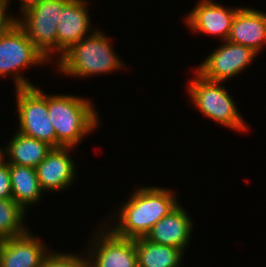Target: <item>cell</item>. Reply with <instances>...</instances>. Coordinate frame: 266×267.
<instances>
[{"label": "cell", "instance_id": "1", "mask_svg": "<svg viewBox=\"0 0 266 267\" xmlns=\"http://www.w3.org/2000/svg\"><path fill=\"white\" fill-rule=\"evenodd\" d=\"M176 195L167 187L137 188L104 223L118 236L129 239L145 237L161 218L180 203Z\"/></svg>", "mask_w": 266, "mask_h": 267}, {"label": "cell", "instance_id": "2", "mask_svg": "<svg viewBox=\"0 0 266 267\" xmlns=\"http://www.w3.org/2000/svg\"><path fill=\"white\" fill-rule=\"evenodd\" d=\"M91 99L69 94H47L50 122L56 133V148L78 147L97 126L98 111Z\"/></svg>", "mask_w": 266, "mask_h": 267}, {"label": "cell", "instance_id": "3", "mask_svg": "<svg viewBox=\"0 0 266 267\" xmlns=\"http://www.w3.org/2000/svg\"><path fill=\"white\" fill-rule=\"evenodd\" d=\"M111 44L105 33L95 29L58 58L57 71L68 77L87 78L126 68Z\"/></svg>", "mask_w": 266, "mask_h": 267}, {"label": "cell", "instance_id": "4", "mask_svg": "<svg viewBox=\"0 0 266 267\" xmlns=\"http://www.w3.org/2000/svg\"><path fill=\"white\" fill-rule=\"evenodd\" d=\"M193 79L188 80L187 92L195 108L221 126L236 132H245L249 126L237 108L223 82L204 79L196 71ZM248 126V127H247Z\"/></svg>", "mask_w": 266, "mask_h": 267}, {"label": "cell", "instance_id": "5", "mask_svg": "<svg viewBox=\"0 0 266 267\" xmlns=\"http://www.w3.org/2000/svg\"><path fill=\"white\" fill-rule=\"evenodd\" d=\"M48 62L15 20L0 32V78L11 77L15 89L34 87L21 71Z\"/></svg>", "mask_w": 266, "mask_h": 267}, {"label": "cell", "instance_id": "6", "mask_svg": "<svg viewBox=\"0 0 266 267\" xmlns=\"http://www.w3.org/2000/svg\"><path fill=\"white\" fill-rule=\"evenodd\" d=\"M68 1L41 0L15 19L49 63L57 55V28L61 12Z\"/></svg>", "mask_w": 266, "mask_h": 267}, {"label": "cell", "instance_id": "7", "mask_svg": "<svg viewBox=\"0 0 266 267\" xmlns=\"http://www.w3.org/2000/svg\"><path fill=\"white\" fill-rule=\"evenodd\" d=\"M18 132L56 148V133L50 122L47 94L37 86L16 88Z\"/></svg>", "mask_w": 266, "mask_h": 267}, {"label": "cell", "instance_id": "8", "mask_svg": "<svg viewBox=\"0 0 266 267\" xmlns=\"http://www.w3.org/2000/svg\"><path fill=\"white\" fill-rule=\"evenodd\" d=\"M102 223L86 250L88 267H138L135 239L118 236Z\"/></svg>", "mask_w": 266, "mask_h": 267}, {"label": "cell", "instance_id": "9", "mask_svg": "<svg viewBox=\"0 0 266 267\" xmlns=\"http://www.w3.org/2000/svg\"><path fill=\"white\" fill-rule=\"evenodd\" d=\"M256 56L258 53L252 48L226 40L195 71L204 79L224 83L249 67Z\"/></svg>", "mask_w": 266, "mask_h": 267}, {"label": "cell", "instance_id": "10", "mask_svg": "<svg viewBox=\"0 0 266 267\" xmlns=\"http://www.w3.org/2000/svg\"><path fill=\"white\" fill-rule=\"evenodd\" d=\"M241 7H225L213 0H200L185 17V24L192 33H205L226 41L233 18Z\"/></svg>", "mask_w": 266, "mask_h": 267}, {"label": "cell", "instance_id": "11", "mask_svg": "<svg viewBox=\"0 0 266 267\" xmlns=\"http://www.w3.org/2000/svg\"><path fill=\"white\" fill-rule=\"evenodd\" d=\"M72 147L52 148L46 158L36 166L37 177L43 192H59L70 187L76 178V165Z\"/></svg>", "mask_w": 266, "mask_h": 267}, {"label": "cell", "instance_id": "12", "mask_svg": "<svg viewBox=\"0 0 266 267\" xmlns=\"http://www.w3.org/2000/svg\"><path fill=\"white\" fill-rule=\"evenodd\" d=\"M88 8V0H69L64 5L57 28L58 57L95 31L91 30Z\"/></svg>", "mask_w": 266, "mask_h": 267}, {"label": "cell", "instance_id": "13", "mask_svg": "<svg viewBox=\"0 0 266 267\" xmlns=\"http://www.w3.org/2000/svg\"><path fill=\"white\" fill-rule=\"evenodd\" d=\"M32 232L0 240V267H40L50 249Z\"/></svg>", "mask_w": 266, "mask_h": 267}, {"label": "cell", "instance_id": "14", "mask_svg": "<svg viewBox=\"0 0 266 267\" xmlns=\"http://www.w3.org/2000/svg\"><path fill=\"white\" fill-rule=\"evenodd\" d=\"M186 209L179 203L161 218L146 234L145 239L166 246L176 247L186 252L193 232V222Z\"/></svg>", "mask_w": 266, "mask_h": 267}, {"label": "cell", "instance_id": "15", "mask_svg": "<svg viewBox=\"0 0 266 267\" xmlns=\"http://www.w3.org/2000/svg\"><path fill=\"white\" fill-rule=\"evenodd\" d=\"M228 41L252 48L256 53L266 44V13L241 7L235 14Z\"/></svg>", "mask_w": 266, "mask_h": 267}, {"label": "cell", "instance_id": "16", "mask_svg": "<svg viewBox=\"0 0 266 267\" xmlns=\"http://www.w3.org/2000/svg\"><path fill=\"white\" fill-rule=\"evenodd\" d=\"M12 136L6 146L8 164L36 168L53 148L44 141L26 136L18 131Z\"/></svg>", "mask_w": 266, "mask_h": 267}, {"label": "cell", "instance_id": "17", "mask_svg": "<svg viewBox=\"0 0 266 267\" xmlns=\"http://www.w3.org/2000/svg\"><path fill=\"white\" fill-rule=\"evenodd\" d=\"M9 166L12 199L27 211L31 205L40 203L44 194L39 184L36 168L13 164Z\"/></svg>", "mask_w": 266, "mask_h": 267}, {"label": "cell", "instance_id": "18", "mask_svg": "<svg viewBox=\"0 0 266 267\" xmlns=\"http://www.w3.org/2000/svg\"><path fill=\"white\" fill-rule=\"evenodd\" d=\"M138 267H180L184 251L151 242L144 237L135 239Z\"/></svg>", "mask_w": 266, "mask_h": 267}, {"label": "cell", "instance_id": "19", "mask_svg": "<svg viewBox=\"0 0 266 267\" xmlns=\"http://www.w3.org/2000/svg\"><path fill=\"white\" fill-rule=\"evenodd\" d=\"M26 210L14 199H0V240L19 237L30 231L24 223Z\"/></svg>", "mask_w": 266, "mask_h": 267}, {"label": "cell", "instance_id": "20", "mask_svg": "<svg viewBox=\"0 0 266 267\" xmlns=\"http://www.w3.org/2000/svg\"><path fill=\"white\" fill-rule=\"evenodd\" d=\"M50 251L40 267H88L87 254Z\"/></svg>", "mask_w": 266, "mask_h": 267}, {"label": "cell", "instance_id": "21", "mask_svg": "<svg viewBox=\"0 0 266 267\" xmlns=\"http://www.w3.org/2000/svg\"><path fill=\"white\" fill-rule=\"evenodd\" d=\"M12 198L10 166L8 163L0 167V199Z\"/></svg>", "mask_w": 266, "mask_h": 267}, {"label": "cell", "instance_id": "22", "mask_svg": "<svg viewBox=\"0 0 266 267\" xmlns=\"http://www.w3.org/2000/svg\"><path fill=\"white\" fill-rule=\"evenodd\" d=\"M6 0H0V32L5 30L18 16H13L7 10Z\"/></svg>", "mask_w": 266, "mask_h": 267}, {"label": "cell", "instance_id": "23", "mask_svg": "<svg viewBox=\"0 0 266 267\" xmlns=\"http://www.w3.org/2000/svg\"><path fill=\"white\" fill-rule=\"evenodd\" d=\"M20 1V13H23L24 11L28 10L29 8L33 7L34 5H37L41 0H19ZM7 8H9L10 0H6Z\"/></svg>", "mask_w": 266, "mask_h": 267}, {"label": "cell", "instance_id": "24", "mask_svg": "<svg viewBox=\"0 0 266 267\" xmlns=\"http://www.w3.org/2000/svg\"><path fill=\"white\" fill-rule=\"evenodd\" d=\"M5 158H7L6 147H0V167L7 163V159Z\"/></svg>", "mask_w": 266, "mask_h": 267}]
</instances>
